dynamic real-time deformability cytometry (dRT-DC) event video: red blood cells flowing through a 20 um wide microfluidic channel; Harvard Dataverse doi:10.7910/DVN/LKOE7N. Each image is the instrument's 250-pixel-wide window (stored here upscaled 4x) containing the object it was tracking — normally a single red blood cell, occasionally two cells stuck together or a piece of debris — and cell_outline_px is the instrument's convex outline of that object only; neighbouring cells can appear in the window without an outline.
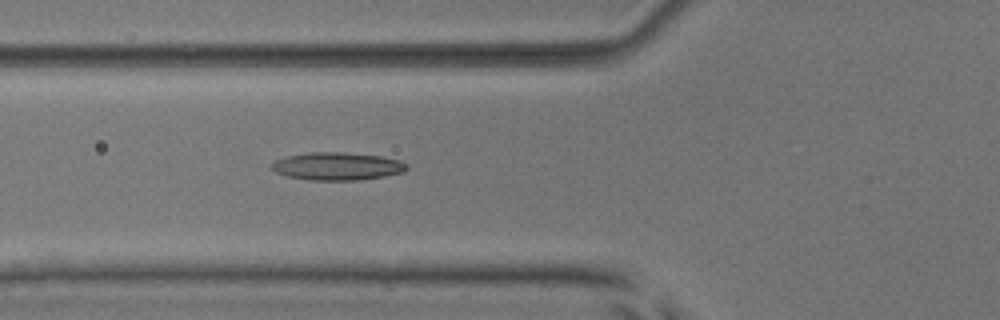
{"species": "common noctule bat (a hibernating species)", "species_latin": "Nyctalus noctula", "temperature_condition": "room temperature", "stored_images_in_passage": 13, "camera_frame_rate_fps": 3000, "um_per_image_px": 0.085, "animal": {"sex": "male", "body_mass_g": 17.9, "forearm_length_mm": 54.2}, "frame": {"image": 1, "passage_image": 3, "time_ms": 0.667, "image_size_px": [1000, 320], "cell_outline_px": [[408, 168], [404, 172], [384, 176], [360, 180], [308, 180], [288, 176], [276, 172], [272, 168], [272, 164], [276, 160], [288, 156], [312, 152], [344, 152], [380, 156], [400, 160], [408, 164]], "centroid_in_image_um": [28.71, 14.13], "position_along_channel_um": 97.1, "area_um2": 21.79}}
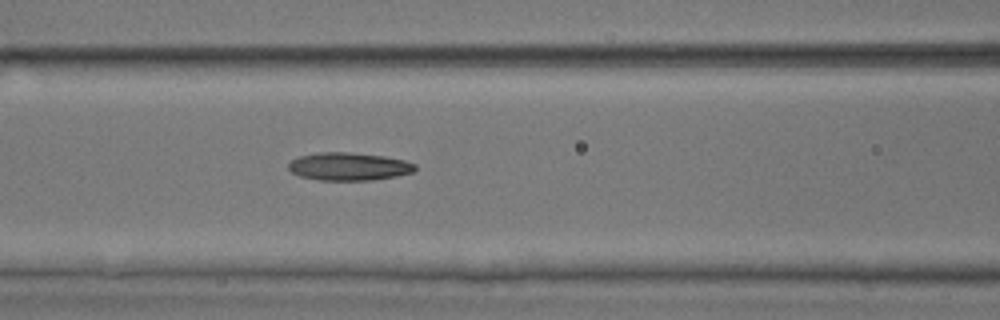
{"frame": {"image": 2, "passage_image": 6, "time_ms": 1.667, "image_size_px": [1000, 320], "cell_outline_px": [[416, 168], [412, 172], [396, 176], [372, 180], [320, 180], [300, 176], [292, 172], [288, 168], [288, 164], [292, 160], [300, 156], [316, 152], [348, 152], [384, 156], [404, 160], [416, 164]], "centroid_in_image_um": [29.64, 14.15], "position_along_channel_um": 137.0, "area_um2": 20.52}}